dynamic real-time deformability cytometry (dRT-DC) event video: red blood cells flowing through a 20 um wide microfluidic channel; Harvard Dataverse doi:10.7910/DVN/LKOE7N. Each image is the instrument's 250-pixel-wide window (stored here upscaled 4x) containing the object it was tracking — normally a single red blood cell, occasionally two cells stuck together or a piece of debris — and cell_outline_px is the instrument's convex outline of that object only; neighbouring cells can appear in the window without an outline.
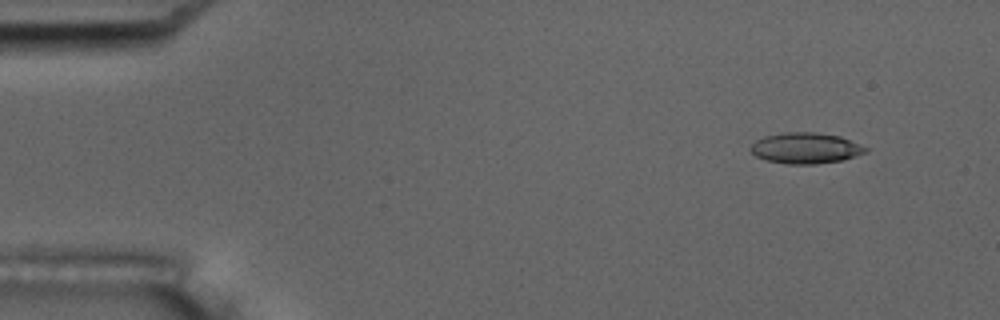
{"species": "common noctule bat (a hibernating species)", "species_latin": "Nyctalus noctula", "temperature_condition": "room temperature", "stored_images_in_passage": 6, "camera_frame_rate_fps": 3000, "um_per_image_px": 0.085, "animal": {"sex": "male", "body_mass_g": 17.5, "forearm_length_mm": 52.3}, "frame": {"image": 1, "passage_image": 2, "time_ms": 1.0, "image_size_px": [1000, 320], "cell_outline_px": [[868, 152], [844, 160], [816, 164], [788, 164], [768, 160], [756, 156], [748, 148], [756, 140], [764, 136], [784, 132], [816, 132], [840, 136], [868, 148]], "centroid_in_image_um": [68.49, 12.59], "position_along_channel_um": 16.5, "area_um2": 20.75}}